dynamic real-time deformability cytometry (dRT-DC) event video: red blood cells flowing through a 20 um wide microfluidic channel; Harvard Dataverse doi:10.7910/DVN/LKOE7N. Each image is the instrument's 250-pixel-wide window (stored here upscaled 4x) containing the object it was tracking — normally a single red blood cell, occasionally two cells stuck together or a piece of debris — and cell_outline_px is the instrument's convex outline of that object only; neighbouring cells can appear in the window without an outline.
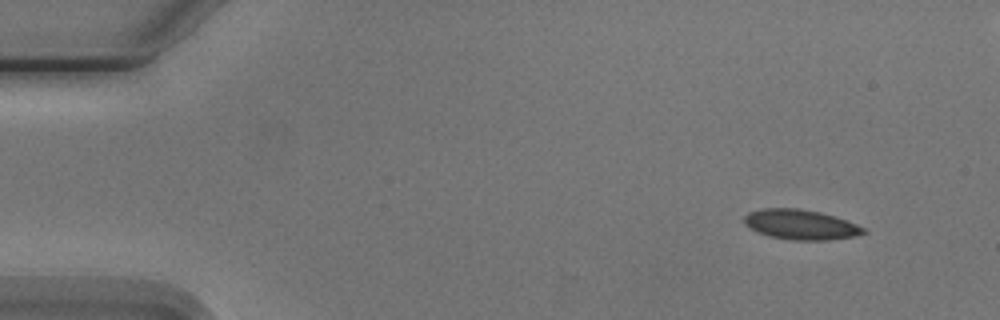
{"species": "Egyptian fruit bat (a non-hibernating species)", "species_latin": "Rousettus aegyptiacus", "temperature_condition": "cold", "stored_images_in_passage": 5, "camera_frame_rate_fps": 3000, "um_per_image_px": 0.085, "animal": {"sex": "male"}, "frame": {"image": 1, "passage_image": 1, "time_ms": 0.0, "image_size_px": [1000, 320], "cell_outline_px": [[868, 232], [852, 236], [828, 240], [792, 240], [768, 236], [752, 228], [744, 220], [744, 216], [748, 212], [764, 208], [796, 208], [820, 212], [856, 224], [864, 228]], "centroid_in_image_um": [68.05, 19.09], "position_along_channel_um": 16.9, "area_um2": 20.4}}